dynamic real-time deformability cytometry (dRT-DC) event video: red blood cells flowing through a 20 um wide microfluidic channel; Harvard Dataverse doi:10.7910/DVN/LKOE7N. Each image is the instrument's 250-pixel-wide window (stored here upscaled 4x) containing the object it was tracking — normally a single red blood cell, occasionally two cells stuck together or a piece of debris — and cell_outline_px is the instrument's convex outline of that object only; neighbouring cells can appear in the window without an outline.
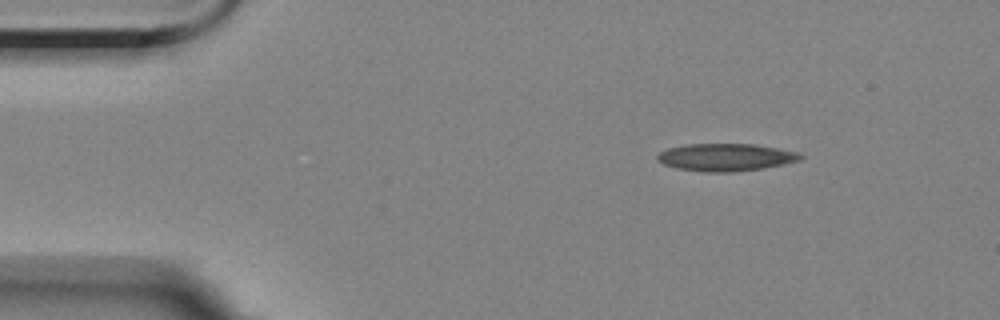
{"species": "Egyptian fruit bat (a non-hibernating species)", "species_latin": "Rousettus aegyptiacus", "temperature_condition": "room temperature", "stored_images_in_passage": 5, "camera_frame_rate_fps": 3000, "um_per_image_px": 0.085, "animal": {"sex": "female"}, "frame": {"image": 1, "passage_image": 1, "time_ms": 0.0, "image_size_px": [1000, 320], "cell_outline_px": [[804, 156], [800, 160], [784, 164], [764, 168], [732, 172], [704, 172], [676, 168], [664, 164], [656, 160], [656, 156], [660, 152], [668, 148], [684, 144], [756, 144], [800, 152]], "centroid_in_image_um": [61.7, 13.36], "position_along_channel_um": 23.3, "area_um2": 23.12}}